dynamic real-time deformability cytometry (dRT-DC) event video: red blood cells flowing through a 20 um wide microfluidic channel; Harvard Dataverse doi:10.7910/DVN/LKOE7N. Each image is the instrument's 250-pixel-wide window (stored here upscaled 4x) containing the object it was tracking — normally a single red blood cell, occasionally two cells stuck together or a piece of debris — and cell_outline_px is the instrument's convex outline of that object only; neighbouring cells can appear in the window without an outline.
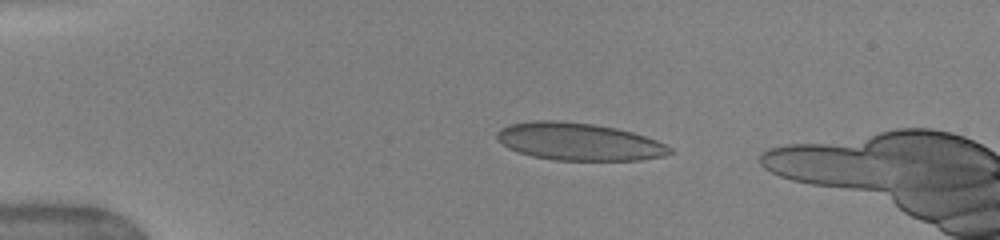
{"species": "human", "species_latin": "Homo sapiens", "temperature_condition": "warm", "stored_images_in_passage": 11, "camera_frame_rate_fps": 3000, "um_per_image_px": 0.085, "donor": {"sex": "female"}, "frame": {"image": 1, "passage_image": 7, "time_ms": 2.667, "image_size_px": [1000, 240], "cell_outline_px": [[672, 152], [664, 156], [640, 160], [552, 160], [532, 156], [516, 152], [508, 148], [496, 140], [496, 132], [500, 128], [508, 124], [536, 120], [556, 120], [596, 124], [616, 128], [632, 132], [656, 140], [672, 148]], "centroid_in_image_um": [49.14, 12.04], "position_along_channel_um": 35.9, "area_um2": 38.03}}